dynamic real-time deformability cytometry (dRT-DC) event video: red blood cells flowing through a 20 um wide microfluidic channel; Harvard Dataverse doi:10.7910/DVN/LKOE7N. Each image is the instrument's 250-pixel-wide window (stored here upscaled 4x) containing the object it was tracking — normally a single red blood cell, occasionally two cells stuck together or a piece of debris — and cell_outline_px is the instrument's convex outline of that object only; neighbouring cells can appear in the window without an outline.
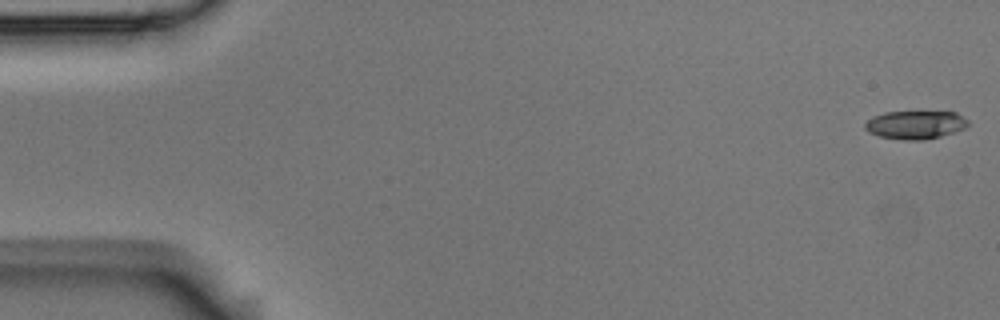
{"species": "Egyptian fruit bat (a non-hibernating species)", "species_latin": "Rousettus aegyptiacus", "temperature_condition": "room temperature", "stored_images_in_passage": 54, "camera_frame_rate_fps": 3000, "um_per_image_px": 0.085, "animal": {"sex": "male"}, "frame": {"image": 1, "passage_image": 1, "time_ms": 0.0, "image_size_px": [1000, 320], "cell_outline_px": [[968, 124], [964, 128], [940, 136], [924, 140], [904, 140], [880, 136], [868, 132], [864, 128], [864, 124], [872, 116], [884, 112], [956, 112], [968, 120]], "centroid_in_image_um": [77.77, 10.6], "position_along_channel_um": 7.2, "area_um2": 16.88}}
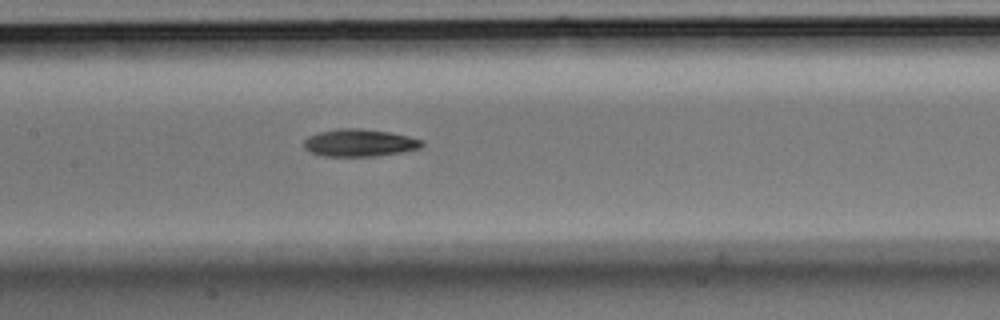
{"frame": {"image": 2, "passage_image": 26, "time_ms": 8.333, "image_size_px": [1000, 320], "cell_outline_px": [[424, 144], [420, 148], [400, 152], [376, 156], [324, 156], [312, 152], [304, 148], [304, 140], [308, 136], [320, 132], [336, 128], [360, 128], [388, 132], [408, 136], [424, 140]], "centroid_in_image_um": [30.56, 12.13], "position_along_channel_um": 176.8, "area_um2": 18.79}}
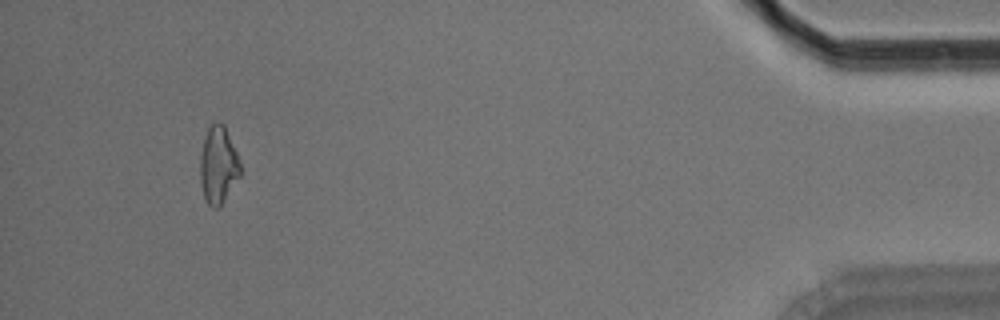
{"frame": {"image": 3, "passage_image": 51, "time_ms": 16.667, "image_size_px": [1000, 320], "cell_outline_px": [[240, 176], [220, 204], [216, 208], [212, 208], [208, 204], [204, 196], [200, 184], [200, 156], [204, 140], [208, 128], [216, 120], [220, 120], [224, 124], [236, 152], [240, 164]], "centroid_in_image_um": [18.53, 13.99], "position_along_channel_um": 416.7, "area_um2": 17.8}, "authors_computed_cell_mechanics": {"area_um2": 17.9758, "velocity_mm_per_s": 3.7051, "shape_relaxation_time_tau1_ms": 4.4675, "shape_relaxation_time_tau2_ms": null, "deformation_change_tau1": 0.1386, "deformation_change_tau2": null}}